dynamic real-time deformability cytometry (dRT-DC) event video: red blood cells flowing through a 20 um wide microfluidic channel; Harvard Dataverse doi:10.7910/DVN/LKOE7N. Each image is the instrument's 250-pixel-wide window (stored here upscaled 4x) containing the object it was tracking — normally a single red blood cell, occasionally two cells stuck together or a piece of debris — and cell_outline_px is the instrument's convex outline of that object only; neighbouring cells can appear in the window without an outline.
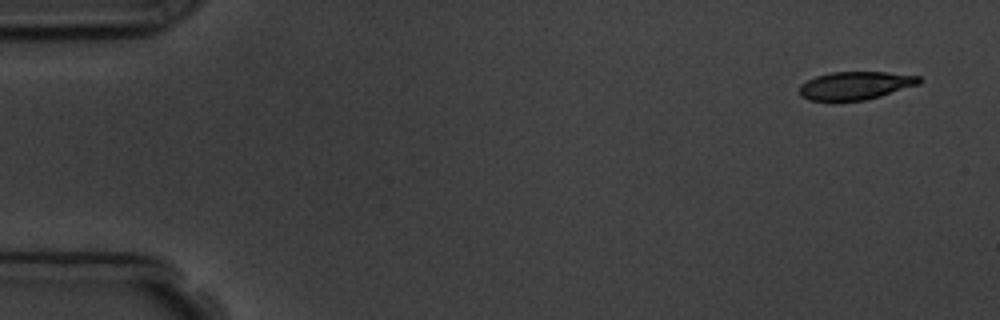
{"species": "common noctule bat (a hibernating species)", "species_latin": "Nyctalus noctula", "temperature_condition": "room temperature", "stored_images_in_passage": 4, "camera_frame_rate_fps": 3000, "um_per_image_px": 0.085, "animal": {"sex": "male", "body_mass_g": 19.5, "forearm_length_mm": 54.6}, "frame": {"image": 1, "passage_image": 1, "time_ms": 0.0, "image_size_px": [1000, 320], "cell_outline_px": [[920, 84], [880, 96], [864, 100], [808, 100], [800, 96], [800, 84], [816, 76], [832, 72], [888, 72], [920, 76]], "centroid_in_image_um": [72.71, 7.26], "position_along_channel_um": 12.3, "area_um2": 19.42}}
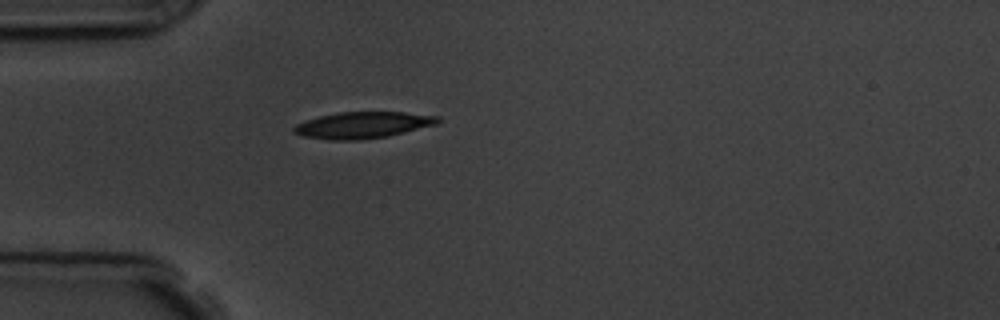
{"frame": {"image": 2, "passage_image": 4, "time_ms": 4.333, "image_size_px": [1000, 320], "cell_outline_px": [[440, 120], [436, 124], [388, 136], [360, 140], [328, 140], [304, 136], [292, 132], [292, 128], [296, 124], [320, 116], [340, 112], [404, 112], [440, 116]], "centroid_in_image_um": [30.83, 10.63], "position_along_channel_um": 54.2, "area_um2": 22.08}}